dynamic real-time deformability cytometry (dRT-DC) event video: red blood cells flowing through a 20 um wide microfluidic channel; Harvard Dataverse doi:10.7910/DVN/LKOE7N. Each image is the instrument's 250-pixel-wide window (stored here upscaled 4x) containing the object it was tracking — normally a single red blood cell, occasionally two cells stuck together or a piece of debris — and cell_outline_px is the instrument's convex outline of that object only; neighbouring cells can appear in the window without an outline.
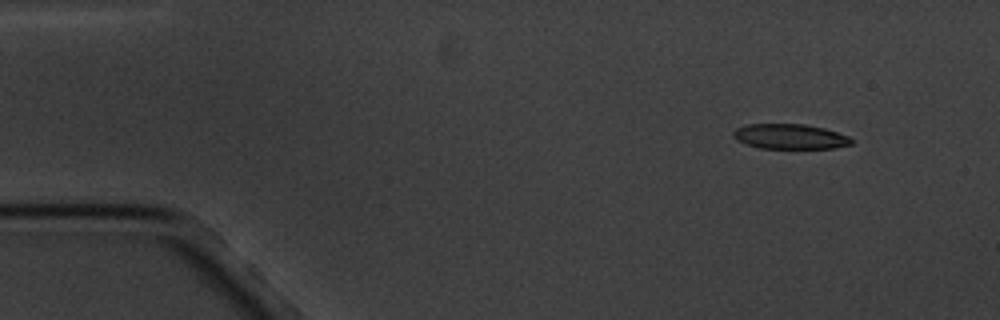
{"species": "common noctule bat (a hibernating species)", "species_latin": "Nyctalus noctula", "temperature_condition": "cold", "stored_images_in_passage": 4, "camera_frame_rate_fps": 3000, "um_per_image_px": 0.085, "animal": {"sex": "male", "body_mass_g": 20.1, "forearm_length_mm": 53.5}, "frame": {"image": 1, "passage_image": 1, "time_ms": 0.0, "image_size_px": [1000, 320], "cell_outline_px": [[852, 144], [836, 148], [760, 148], [744, 144], [736, 140], [732, 136], [732, 132], [736, 128], [748, 124], [804, 124], [824, 128], [848, 136], [852, 140]], "centroid_in_image_um": [67.11, 11.6], "position_along_channel_um": 17.9, "area_um2": 17.28}}
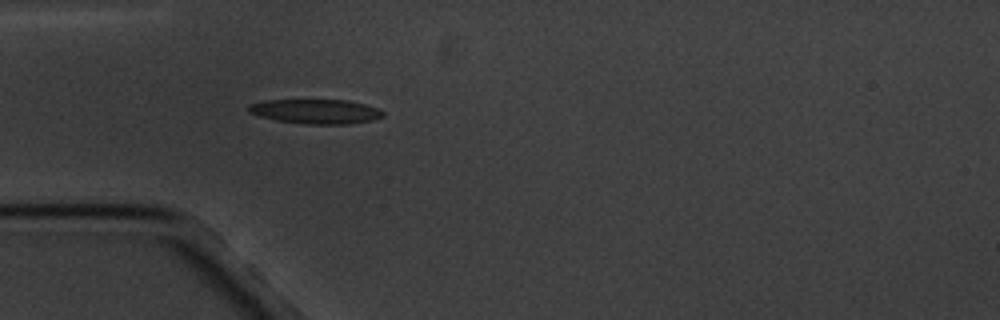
{"frame": {"image": 2, "passage_image": 4, "time_ms": 3.667, "image_size_px": [1000, 320], "cell_outline_px": [[384, 116], [372, 120], [348, 124], [304, 124], [276, 120], [260, 116], [248, 112], [248, 104], [264, 100], [348, 100], [364, 104], [376, 108], [384, 112]], "centroid_in_image_um": [26.82, 9.47], "position_along_channel_um": 58.2, "area_um2": 19.19}}